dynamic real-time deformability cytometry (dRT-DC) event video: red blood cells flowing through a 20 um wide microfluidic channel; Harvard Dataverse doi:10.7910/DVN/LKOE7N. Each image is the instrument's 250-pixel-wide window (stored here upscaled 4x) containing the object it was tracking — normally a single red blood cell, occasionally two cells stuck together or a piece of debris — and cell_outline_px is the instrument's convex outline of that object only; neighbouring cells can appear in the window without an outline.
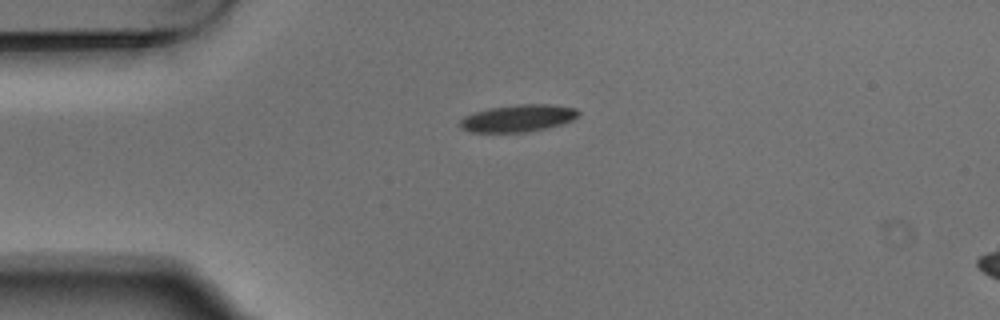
{"species": "Egyptian fruit bat (a non-hibernating species)", "species_latin": "Rousettus aegyptiacus", "temperature_condition": "warm", "stored_images_in_passage": 3, "camera_frame_rate_fps": 3000, "um_per_image_px": 0.085, "animal": {"sex": "male"}, "frame": {"image": 1, "passage_image": 1, "time_ms": 0.0, "image_size_px": [1000, 320], "cell_outline_px": [[580, 112], [572, 120], [548, 128], [524, 132], [472, 132], [460, 128], [460, 120], [464, 116], [488, 108], [516, 104], [548, 104], [576, 108]], "centroid_in_image_um": [44.02, 10.04], "position_along_channel_um": 41.0, "area_um2": 18.67}}
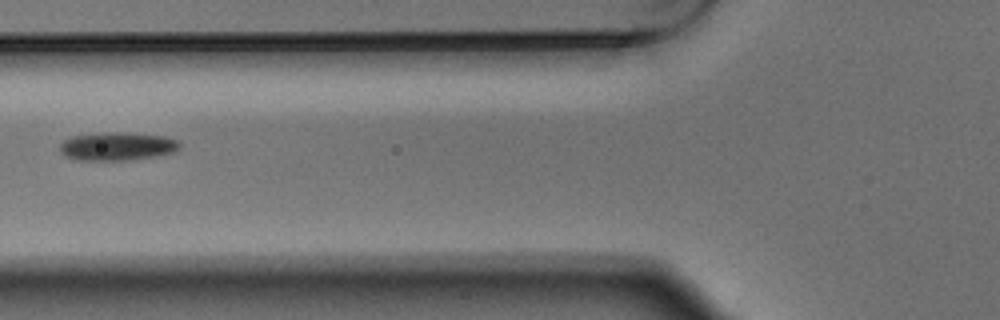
{"frame": {"image": 2, "passage_image": 3, "time_ms": 0.667, "image_size_px": [1000, 320], "cell_outline_px": [[180, 148], [172, 152], [152, 156], [124, 160], [76, 160], [64, 156], [60, 152], [60, 144], [64, 140], [72, 136], [104, 132], [128, 132], [164, 136], [180, 140]], "centroid_in_image_um": [9.94, 12.42], "position_along_channel_um": 115.9, "area_um2": 19.77}}